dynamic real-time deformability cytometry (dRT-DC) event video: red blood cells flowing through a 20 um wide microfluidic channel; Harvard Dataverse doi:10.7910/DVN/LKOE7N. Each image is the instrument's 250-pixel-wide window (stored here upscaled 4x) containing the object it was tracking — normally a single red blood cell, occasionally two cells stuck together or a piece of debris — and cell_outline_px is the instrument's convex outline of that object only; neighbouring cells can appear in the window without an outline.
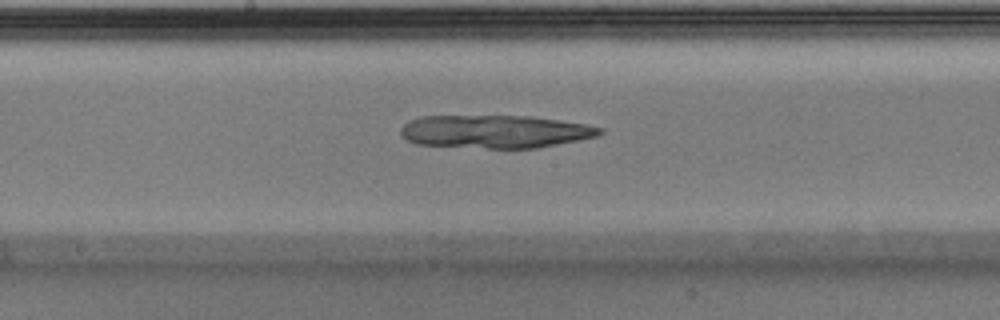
{"species": "Egyptian fruit bat (a non-hibernating species)", "species_latin": "Rousettus aegyptiacus", "temperature_condition": "warm", "stored_images_in_passage": 26, "camera_frame_rate_fps": 3000, "um_per_image_px": 0.085, "animal": {"sex": "male"}, "frame": {"image": 1, "passage_image": 12, "time_ms": 3.667, "image_size_px": [1000, 320], "cell_outline_px": [[604, 132], [596, 136], [580, 140], [536, 148], [488, 148], [416, 144], [400, 136], [400, 128], [408, 120], [424, 116], [532, 116], [560, 120], [584, 124], [604, 128]], "centroid_in_image_um": [42.07, 11.18], "position_along_channel_um": 206.1, "area_um2": 38.38}}